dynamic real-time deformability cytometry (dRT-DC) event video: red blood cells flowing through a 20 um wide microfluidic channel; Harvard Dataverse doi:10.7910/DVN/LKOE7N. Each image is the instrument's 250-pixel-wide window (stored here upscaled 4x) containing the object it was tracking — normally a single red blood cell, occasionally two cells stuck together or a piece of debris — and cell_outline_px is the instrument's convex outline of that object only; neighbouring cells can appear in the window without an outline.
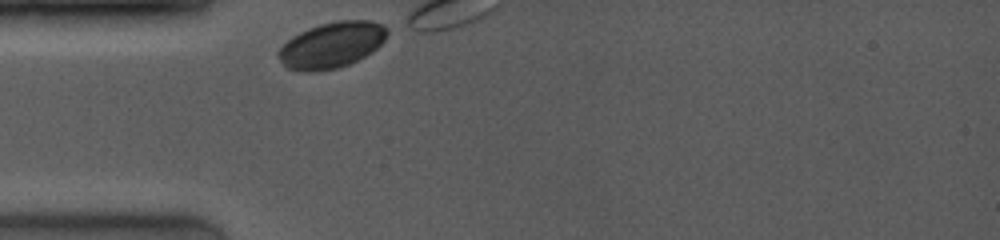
{"species": "common noctule bat (a hibernating species)", "species_latin": "Nyctalus noctula", "temperature_condition": "room temperature", "stored_images_in_passage": 7, "camera_frame_rate_fps": 4000, "um_per_image_px": 0.085, "animal": {"sex": "female", "body_mass_g": 19.0, "forearm_length_mm": 53.3}, "frame": {"image": 1, "passage_image": 1, "time_ms": 0.0, "image_size_px": [1000, 240], "cell_outline_px": [[388, 32], [384, 40], [372, 52], [348, 64], [336, 68], [316, 72], [300, 72], [288, 68], [276, 56], [276, 52], [292, 36], [308, 28], [320, 24], [340, 20], [368, 20], [384, 24], [388, 28]], "centroid_in_image_um": [28.18, 3.82], "position_along_channel_um": 56.8, "area_um2": 29.13}}